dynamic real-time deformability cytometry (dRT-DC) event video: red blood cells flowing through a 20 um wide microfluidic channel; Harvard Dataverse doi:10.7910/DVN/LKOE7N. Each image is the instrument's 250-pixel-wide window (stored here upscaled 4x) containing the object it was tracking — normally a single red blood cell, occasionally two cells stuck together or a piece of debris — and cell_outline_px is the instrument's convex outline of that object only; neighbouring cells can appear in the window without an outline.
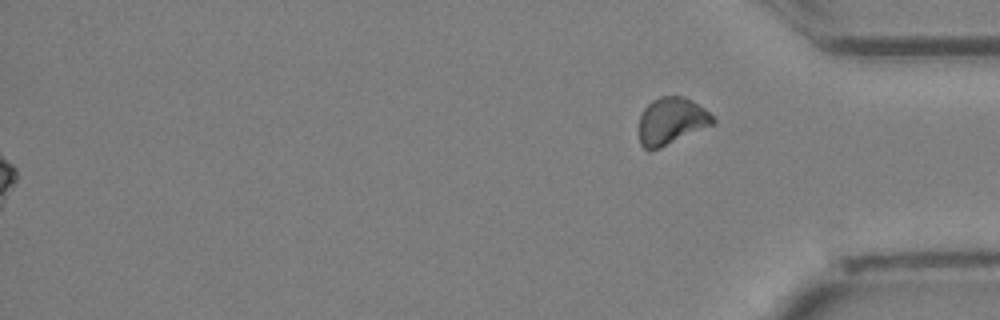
{"species": "Egyptian fruit bat (a non-hibernating species)", "species_latin": "Rousettus aegyptiacus", "temperature_condition": "cold", "stored_images_in_passage": 33, "segment_of_instrument_passage": [2, 2], "camera_frame_rate_fps": 3000, "um_per_image_px": 0.085, "animal": {"sex": "female"}, "frame": {"image": 1, "passage_image": 33, "time_ms": 10.667, "image_size_px": [1000, 320], "cell_outline_px": [[716, 124], [660, 148], [648, 152], [640, 144], [640, 112], [652, 100], [660, 96], [684, 96], [704, 108], [716, 120]], "centroid_in_image_um": [57.07, 10.3], "position_along_channel_um": 378.1, "area_um2": 20.46}}